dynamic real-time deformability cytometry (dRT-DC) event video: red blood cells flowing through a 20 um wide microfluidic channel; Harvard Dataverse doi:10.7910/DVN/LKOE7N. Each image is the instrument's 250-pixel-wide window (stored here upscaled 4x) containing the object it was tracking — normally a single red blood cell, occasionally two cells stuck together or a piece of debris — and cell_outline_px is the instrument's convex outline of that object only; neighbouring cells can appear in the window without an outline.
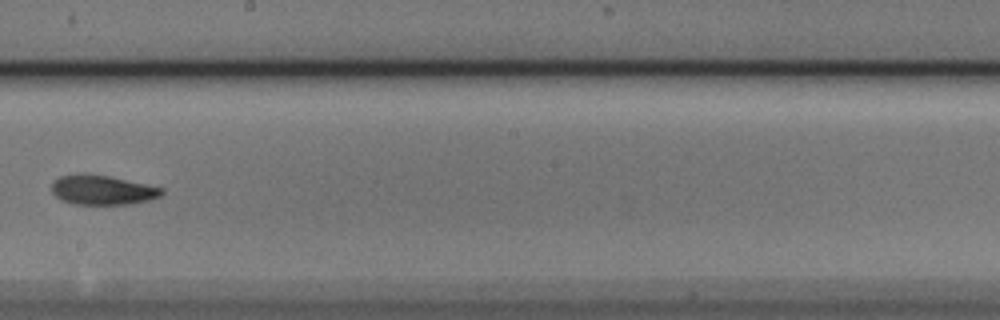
{"species": "Egyptian fruit bat (a non-hibernating species)", "species_latin": "Rousettus aegyptiacus", "temperature_condition": "cold", "stored_images_in_passage": 10, "camera_frame_rate_fps": 3000, "um_per_image_px": 0.085, "animal": {"sex": "male"}, "frame": {"image": 1, "passage_image": 9, "time_ms": 2.667, "image_size_px": [1000, 320], "cell_outline_px": [[164, 192], [160, 196], [148, 200], [132, 204], [72, 204], [60, 200], [52, 192], [52, 184], [60, 176], [84, 172], [108, 176], [164, 188]], "centroid_in_image_um": [8.68, 16.14], "position_along_channel_um": 239.5, "area_um2": 19.02}}
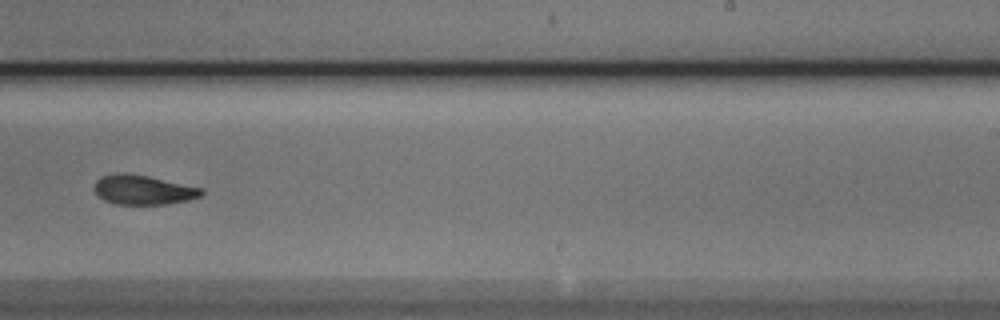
{"frame": {"image": 2, "passage_image": 10, "time_ms": 3.0, "image_size_px": [1000, 320], "cell_outline_px": [[204, 192], [200, 196], [188, 200], [164, 204], [116, 204], [104, 200], [96, 196], [92, 188], [96, 180], [100, 176], [116, 172], [124, 172], [148, 176], [204, 188]], "centroid_in_image_um": [12.11, 16.12], "position_along_channel_um": 276.9, "area_um2": 18.73}}